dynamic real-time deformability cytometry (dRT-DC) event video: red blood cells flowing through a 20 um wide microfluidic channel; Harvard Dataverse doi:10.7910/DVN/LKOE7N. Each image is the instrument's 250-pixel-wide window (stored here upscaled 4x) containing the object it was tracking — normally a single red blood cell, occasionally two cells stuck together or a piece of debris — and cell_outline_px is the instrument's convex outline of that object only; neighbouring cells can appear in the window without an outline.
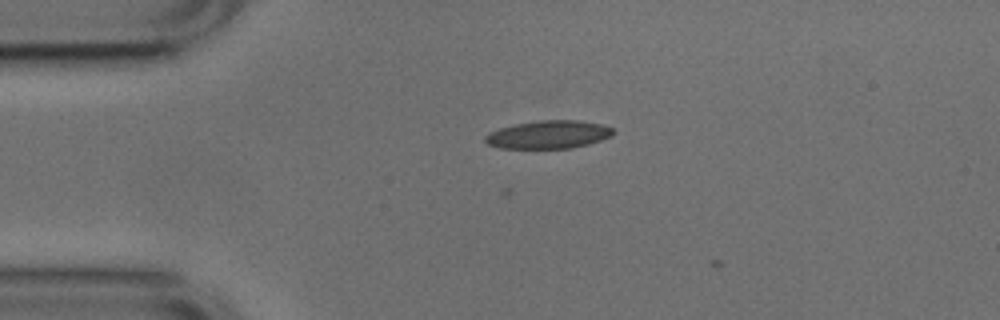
{"species": "common noctule bat (a hibernating species)", "species_latin": "Nyctalus noctula", "temperature_condition": "cold", "stored_images_in_passage": 2, "camera_frame_rate_fps": 3000, "um_per_image_px": 0.085, "animal": {"sex": "male", "body_mass_g": 17.9, "forearm_length_mm": 54.2}, "frame": {"image": 1, "passage_image": 1, "time_ms": 0.0, "image_size_px": [1000, 320], "cell_outline_px": [[616, 132], [612, 136], [588, 144], [572, 148], [500, 148], [488, 144], [484, 140], [484, 136], [500, 128], [516, 124], [540, 120], [580, 120], [604, 124], [612, 128]], "centroid_in_image_um": [46.67, 11.43], "position_along_channel_um": 38.3, "area_um2": 20.92}}